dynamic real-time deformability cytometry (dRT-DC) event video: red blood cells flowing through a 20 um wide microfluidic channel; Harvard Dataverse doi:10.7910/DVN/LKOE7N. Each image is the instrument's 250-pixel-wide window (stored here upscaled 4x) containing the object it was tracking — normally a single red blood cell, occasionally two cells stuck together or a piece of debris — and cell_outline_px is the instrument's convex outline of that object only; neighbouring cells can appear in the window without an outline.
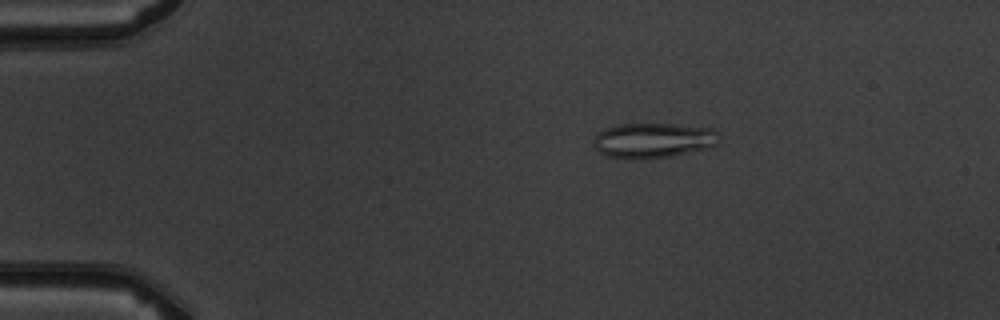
{"species": "common noctule bat (a hibernating species)", "species_latin": "Nyctalus noctula", "temperature_condition": "warm", "stored_images_in_passage": 6, "camera_frame_rate_fps": 3000, "um_per_image_px": 0.085, "animal": {"sex": "male", "body_mass_g": 19.5, "forearm_length_mm": 54.6}, "frame": {"image": 1, "passage_image": 3, "time_ms": 2.333, "image_size_px": [1000, 320], "cell_outline_px": [[720, 140], [716, 144], [704, 148], [688, 152], [668, 156], [608, 156], [600, 152], [596, 148], [592, 140], [604, 128], [620, 124], [672, 124], [712, 128], [720, 132]], "centroid_in_image_um": [55.58, 11.87], "position_along_channel_um": 29.4, "area_um2": 24.68}}
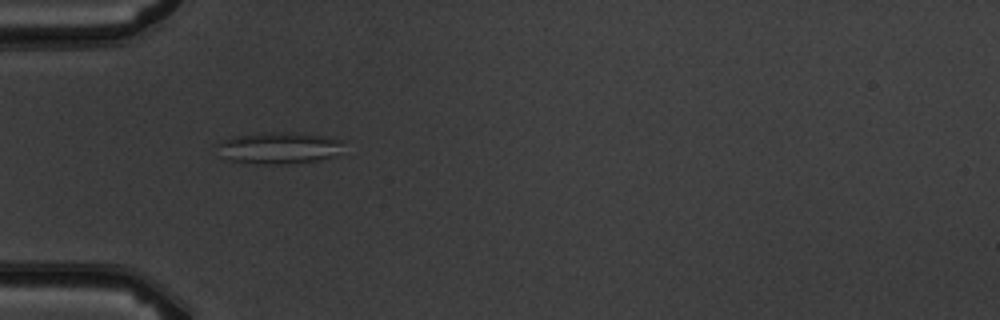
{"frame": {"image": 2, "passage_image": 5, "time_ms": 4.667, "image_size_px": [1000, 320], "cell_outline_px": [[344, 140], [332, 156], [320, 160], [280, 164], [264, 164], [228, 160], [220, 156], [216, 144], [232, 136], [268, 132], [292, 132], [324, 136]], "centroid_in_image_um": [23.63, 12.56], "position_along_channel_um": 61.4, "area_um2": 23.06}}
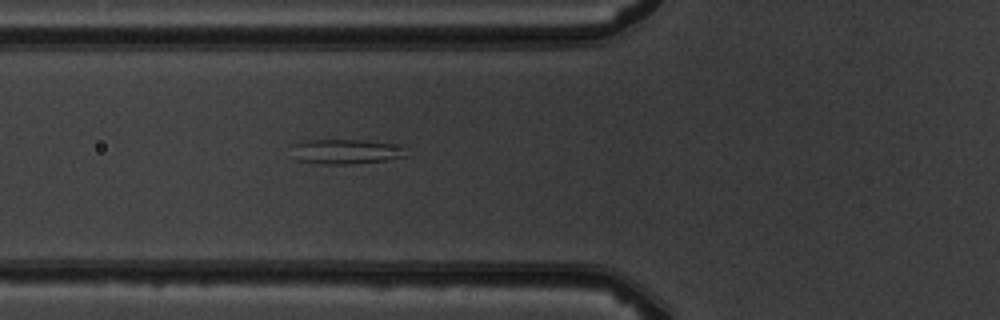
{"frame": {"image": 3, "passage_image": 6, "time_ms": 5.667, "image_size_px": [1000, 320], "cell_outline_px": [[408, 156], [384, 160], [348, 164], [320, 164], [296, 160], [292, 144], [300, 140], [360, 140], [404, 144]], "centroid_in_image_um": [29.45, 12.87], "position_along_channel_um": 96.4, "area_um2": 16.82}}